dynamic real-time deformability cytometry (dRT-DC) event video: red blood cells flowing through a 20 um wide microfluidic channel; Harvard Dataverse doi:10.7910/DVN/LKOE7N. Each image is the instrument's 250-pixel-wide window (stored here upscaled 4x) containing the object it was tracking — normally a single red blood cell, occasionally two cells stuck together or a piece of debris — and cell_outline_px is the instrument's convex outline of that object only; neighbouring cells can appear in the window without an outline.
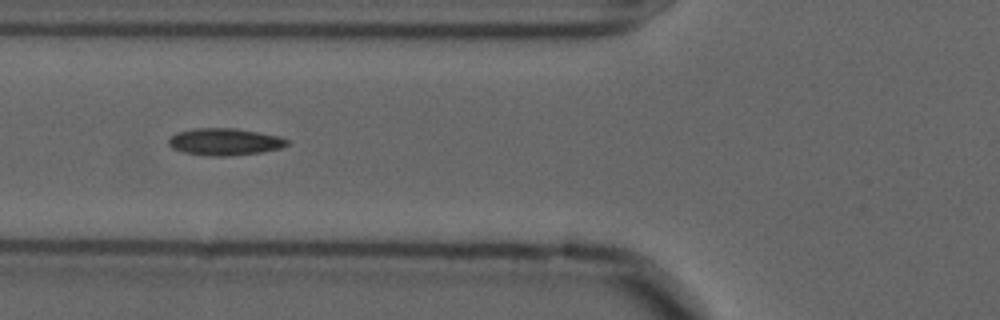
{"species": "common noctule bat (a hibernating species)", "species_latin": "Nyctalus noctula", "temperature_condition": "cold", "stored_images_in_passage": 19, "camera_frame_rate_fps": 3000, "um_per_image_px": 0.085, "animal": {"sex": "male", "forearm_length_mm": 52.5}, "frame": {"image": 1, "passage_image": 6, "time_ms": 1.667, "image_size_px": [1000, 320], "cell_outline_px": [[288, 144], [280, 148], [260, 152], [228, 156], [212, 156], [184, 152], [172, 148], [168, 144], [168, 140], [176, 132], [196, 128], [236, 128], [280, 136], [288, 140]], "centroid_in_image_um": [19.09, 12.04], "position_along_channel_um": 106.7, "area_um2": 18.55}}
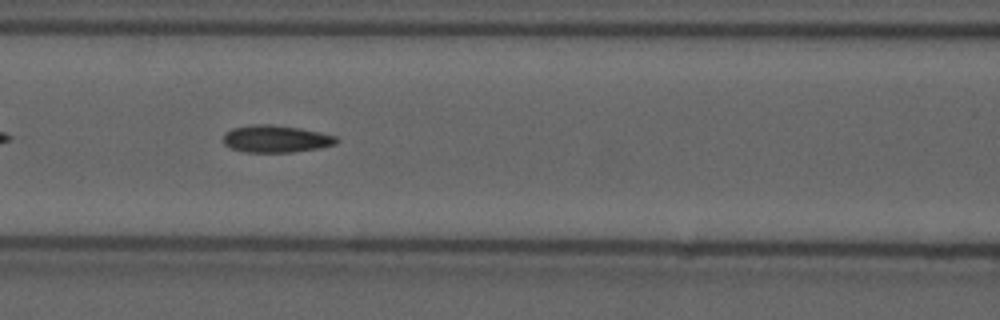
{"frame": {"image": 2, "passage_image": 9, "time_ms": 2.667, "image_size_px": [1000, 320], "cell_outline_px": [[340, 140], [336, 144], [320, 148], [292, 152], [244, 152], [232, 148], [224, 144], [224, 132], [232, 128], [252, 124], [268, 124], [300, 128], [320, 132], [336, 136]], "centroid_in_image_um": [23.46, 11.8], "position_along_channel_um": 143.1, "area_um2": 18.03}}
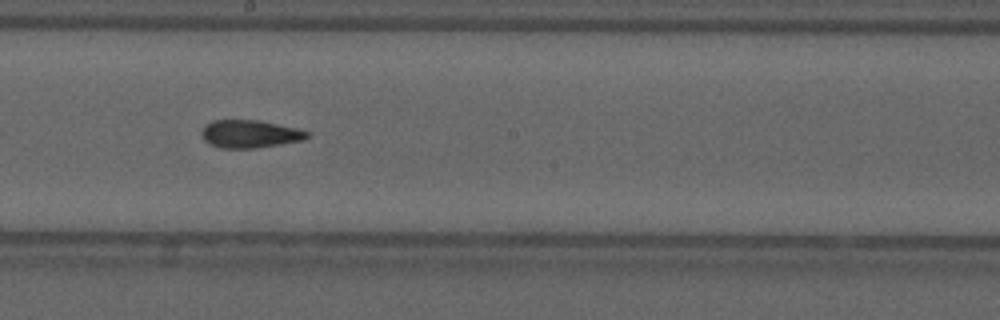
{"frame": {"image": 3, "passage_image": 16, "time_ms": 5.0, "image_size_px": [1000, 320], "cell_outline_px": [[312, 136], [304, 140], [256, 148], [220, 148], [208, 144], [200, 136], [200, 132], [204, 124], [212, 120], [260, 120], [296, 128], [308, 132]], "centroid_in_image_um": [21.2, 11.38], "position_along_channel_um": 227.0, "area_um2": 17.4}}